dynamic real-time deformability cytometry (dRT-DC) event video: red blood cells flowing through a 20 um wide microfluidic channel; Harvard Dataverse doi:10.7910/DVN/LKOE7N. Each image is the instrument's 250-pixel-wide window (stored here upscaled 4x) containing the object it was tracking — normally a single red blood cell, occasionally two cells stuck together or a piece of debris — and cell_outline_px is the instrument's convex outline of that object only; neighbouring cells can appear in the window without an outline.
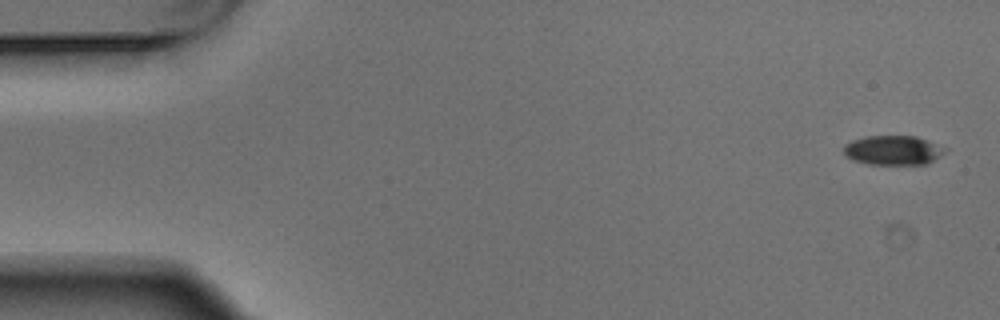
{"species": "Egyptian fruit bat (a non-hibernating species)", "species_latin": "Rousettus aegyptiacus", "temperature_condition": "warm", "stored_images_in_passage": 5, "camera_frame_rate_fps": 3000, "um_per_image_px": 0.085, "animal": {"sex": "male"}, "frame": {"image": 1, "passage_image": 1, "time_ms": 0.0, "image_size_px": [1000, 320], "cell_outline_px": [[948, 148], [940, 156], [928, 164], [868, 164], [852, 160], [844, 152], [844, 144], [852, 140], [864, 136], [916, 136], [928, 140]], "centroid_in_image_um": [75.93, 12.76], "position_along_channel_um": 9.1, "area_um2": 17.46}}
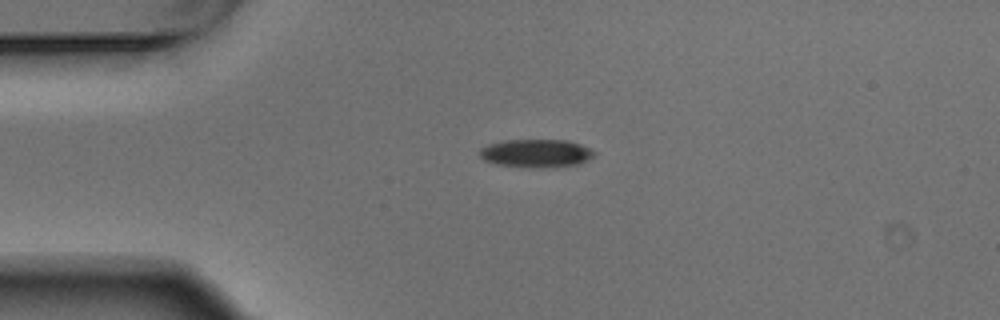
{"frame": {"image": 2, "passage_image": 4, "time_ms": 1.0, "image_size_px": [1000, 320], "cell_outline_px": [[596, 152], [588, 160], [580, 164], [548, 168], [536, 168], [496, 164], [484, 160], [480, 156], [480, 148], [488, 144], [504, 140], [568, 140], [580, 144]], "centroid_in_image_um": [45.57, 13.03], "position_along_channel_um": 39.4, "area_um2": 18.9}}